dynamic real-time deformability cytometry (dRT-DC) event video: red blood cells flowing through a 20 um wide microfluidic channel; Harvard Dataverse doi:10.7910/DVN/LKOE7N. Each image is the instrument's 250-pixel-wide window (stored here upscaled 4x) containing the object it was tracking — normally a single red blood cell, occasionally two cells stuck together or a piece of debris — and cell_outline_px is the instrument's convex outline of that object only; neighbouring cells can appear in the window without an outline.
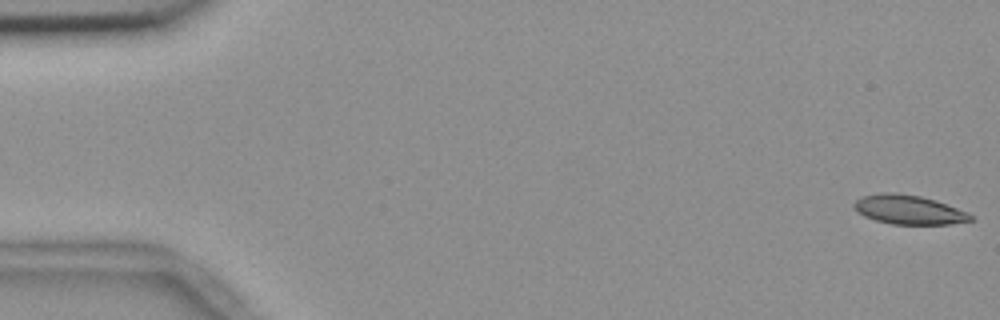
{"species": "common noctule bat (a hibernating species)", "species_latin": "Nyctalus noctula", "temperature_condition": "room temperature", "stored_images_in_passage": 55, "camera_frame_rate_fps": 3000, "um_per_image_px": 0.085, "animal": {"sex": "female", "body_mass_g": 18.4}, "frame": {"image": 1, "passage_image": 1, "time_ms": 0.0, "image_size_px": [1000, 320], "cell_outline_px": [[972, 220], [952, 224], [892, 224], [876, 220], [864, 216], [856, 212], [852, 208], [852, 204], [856, 200], [864, 196], [880, 192], [896, 192], [920, 196], [936, 200], [956, 208], [972, 216]], "centroid_in_image_um": [77.17, 17.81], "position_along_channel_um": 7.8, "area_um2": 19.77}}
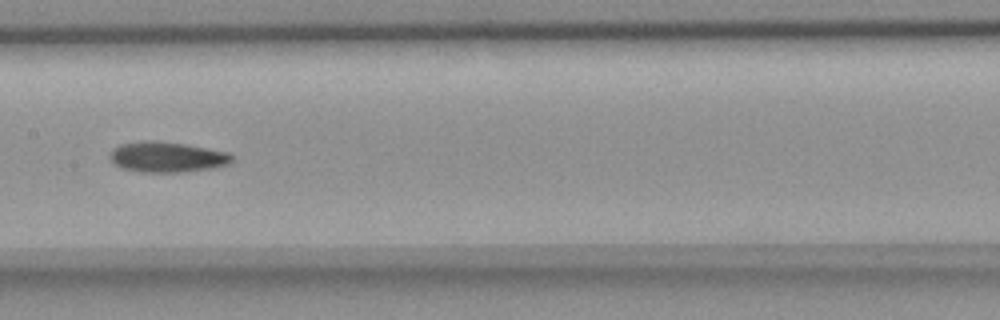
{"frame": {"image": 2, "passage_image": 28, "time_ms": 9.0, "image_size_px": [1000, 320], "cell_outline_px": [[236, 160], [228, 164], [216, 168], [180, 172], [140, 172], [120, 168], [112, 164], [108, 156], [112, 148], [120, 144], [144, 140], [152, 140], [184, 144], [228, 152]], "centroid_in_image_um": [14.16, 13.35], "position_along_channel_um": 193.2, "area_um2": 22.02}}
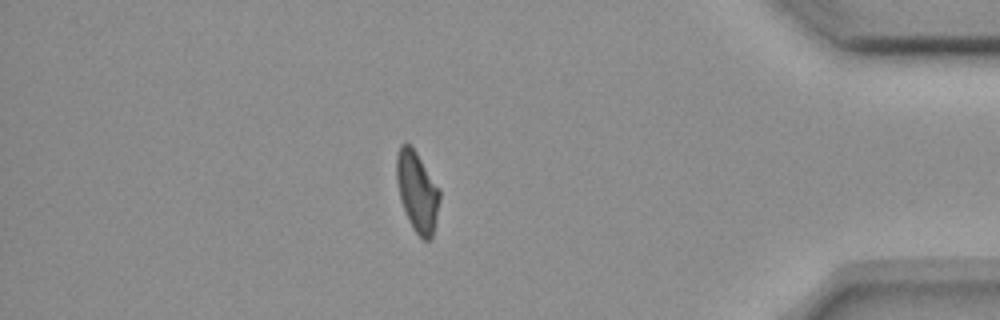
{"frame": {"image": 3, "passage_image": 48, "time_ms": 15.667, "image_size_px": [1000, 320], "cell_outline_px": [[440, 200], [432, 236], [428, 240], [424, 240], [412, 228], [408, 220], [400, 200], [396, 180], [396, 156], [400, 144], [408, 144], [416, 152], [440, 188]], "centroid_in_image_um": [35.45, 16.28], "position_along_channel_um": 399.8, "area_um2": 20.11}, "authors_computed_cell_mechanics": {"area_um2": 20.9236, "velocity_mm_per_s": 3.6617, "shape_relaxation_time_tau1_ms": null, "shape_relaxation_time_tau2_ms": 4.1319, "deformation_change_tau1": null, "deformation_change_tau2": 0.0964}}